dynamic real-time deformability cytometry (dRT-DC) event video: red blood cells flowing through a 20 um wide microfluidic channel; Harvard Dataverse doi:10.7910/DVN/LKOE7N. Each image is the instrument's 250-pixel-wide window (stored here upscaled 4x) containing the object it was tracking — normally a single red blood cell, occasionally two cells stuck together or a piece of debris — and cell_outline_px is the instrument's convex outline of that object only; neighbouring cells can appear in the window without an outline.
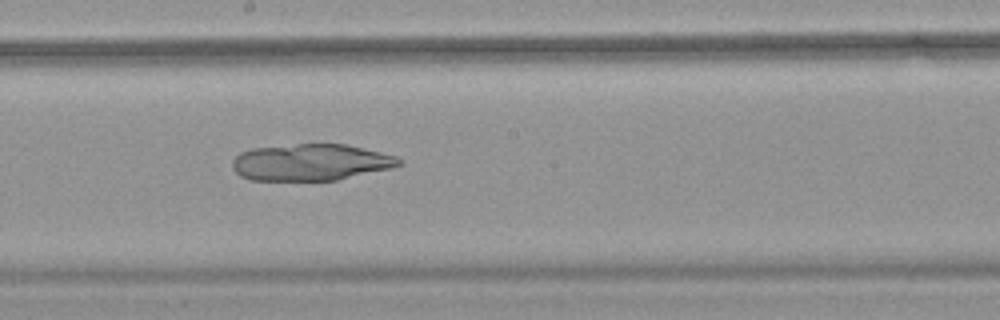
{"species": "common noctule bat (a hibernating species)", "species_latin": "Nyctalus noctula", "temperature_condition": "warm", "stored_images_in_passage": 54, "camera_frame_rate_fps": 3000, "um_per_image_px": 0.085, "animal": {"sex": "female", "body_mass_g": 18.4}, "frame": {"image": 1, "passage_image": 31, "time_ms": 10.0, "image_size_px": [1000, 320], "cell_outline_px": [[404, 164], [392, 168], [336, 180], [252, 180], [240, 176], [232, 168], [232, 160], [240, 152], [252, 148], [296, 144], [344, 144], [380, 152], [396, 156]], "centroid_in_image_um": [26.4, 13.79], "position_along_channel_um": 221.8, "area_um2": 35.49}}